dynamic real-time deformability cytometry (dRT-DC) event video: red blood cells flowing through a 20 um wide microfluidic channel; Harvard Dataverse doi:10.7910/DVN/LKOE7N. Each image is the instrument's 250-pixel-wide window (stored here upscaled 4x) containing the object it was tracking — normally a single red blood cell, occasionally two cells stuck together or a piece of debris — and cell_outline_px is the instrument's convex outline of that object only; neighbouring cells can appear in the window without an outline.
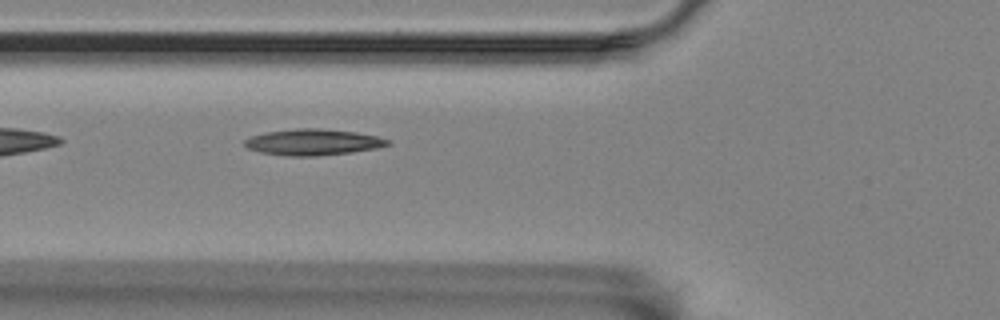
{"species": "Egyptian fruit bat (a non-hibernating species)", "species_latin": "Rousettus aegyptiacus", "temperature_condition": "room temperature", "stored_images_in_passage": 4, "camera_frame_rate_fps": 3000, "um_per_image_px": 0.085, "animal": {"sex": "female"}, "frame": {"image": 1, "passage_image": 4, "time_ms": 3.333, "image_size_px": [1000, 320], "cell_outline_px": [[392, 144], [376, 148], [352, 152], [316, 156], [288, 156], [260, 152], [248, 148], [244, 144], [244, 140], [248, 136], [268, 132], [296, 128], [320, 128], [356, 132], [376, 136], [388, 140]], "centroid_in_image_um": [26.58, 12.08], "position_along_channel_um": 99.2, "area_um2": 21.79}}